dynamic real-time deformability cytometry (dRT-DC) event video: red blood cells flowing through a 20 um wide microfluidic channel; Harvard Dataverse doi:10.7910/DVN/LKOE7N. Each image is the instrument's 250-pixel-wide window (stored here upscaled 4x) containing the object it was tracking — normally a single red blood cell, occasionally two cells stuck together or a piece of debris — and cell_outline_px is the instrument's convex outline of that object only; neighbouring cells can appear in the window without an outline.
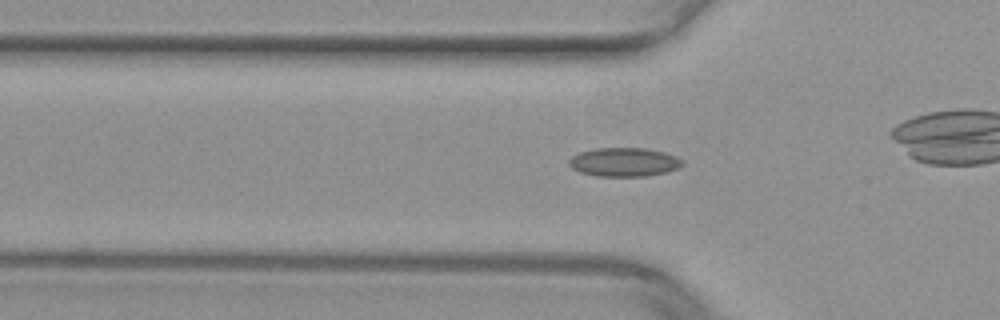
{"species": "common noctule bat (a hibernating species)", "species_latin": "Nyctalus noctula", "temperature_condition": "warm", "stored_images_in_passage": 10, "camera_frame_rate_fps": 3000, "um_per_image_px": 0.085, "animal": {"sex": "female", "body_mass_g": 29.2, "forearm_length_mm": 56.3}, "frame": {"image": 1, "passage_image": 8, "time_ms": 2.333, "image_size_px": [1000, 320], "cell_outline_px": [[684, 164], [680, 168], [668, 172], [648, 176], [596, 176], [580, 172], [572, 168], [568, 164], [568, 160], [572, 156], [580, 152], [596, 148], [644, 148], [664, 152], [676, 156], [684, 160]], "centroid_in_image_um": [53.08, 13.78], "position_along_channel_um": 72.7, "area_um2": 19.25}}